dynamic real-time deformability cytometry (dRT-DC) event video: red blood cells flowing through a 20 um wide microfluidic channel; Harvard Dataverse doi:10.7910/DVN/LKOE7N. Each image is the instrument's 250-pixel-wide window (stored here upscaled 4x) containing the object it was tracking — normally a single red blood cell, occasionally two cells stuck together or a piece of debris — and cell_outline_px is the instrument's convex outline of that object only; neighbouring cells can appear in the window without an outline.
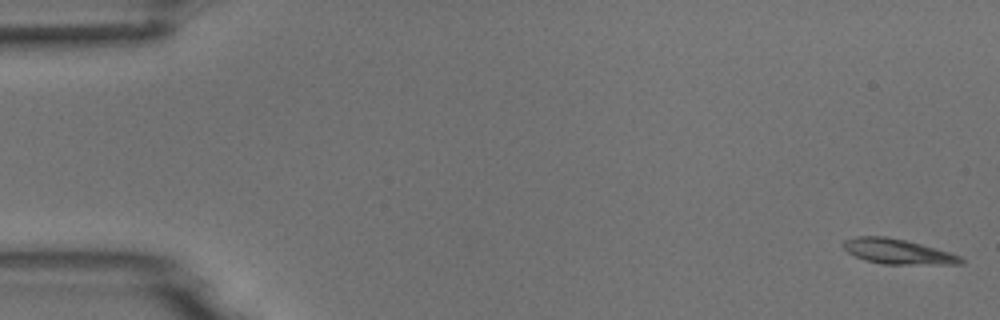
{"species": "common noctule bat (a hibernating species)", "species_latin": "Nyctalus noctula", "temperature_condition": "room temperature", "stored_images_in_passage": 4, "segment_of_instrument_passage": [2, 2], "camera_frame_rate_fps": 3000, "um_per_image_px": 0.085, "animal": {"sex": "male", "body_mass_g": 18.8}, "frame": {"image": 1, "passage_image": 4, "time_ms": 3.667, "image_size_px": [1000, 320], "cell_outline_px": [[964, 264], [884, 264], [864, 260], [848, 252], [844, 248], [844, 240], [856, 236], [884, 236], [904, 240], [920, 244], [948, 252], [960, 256], [964, 260]], "centroid_in_image_um": [76.3, 21.38], "position_along_channel_um": 8.7, "area_um2": 16.88}}